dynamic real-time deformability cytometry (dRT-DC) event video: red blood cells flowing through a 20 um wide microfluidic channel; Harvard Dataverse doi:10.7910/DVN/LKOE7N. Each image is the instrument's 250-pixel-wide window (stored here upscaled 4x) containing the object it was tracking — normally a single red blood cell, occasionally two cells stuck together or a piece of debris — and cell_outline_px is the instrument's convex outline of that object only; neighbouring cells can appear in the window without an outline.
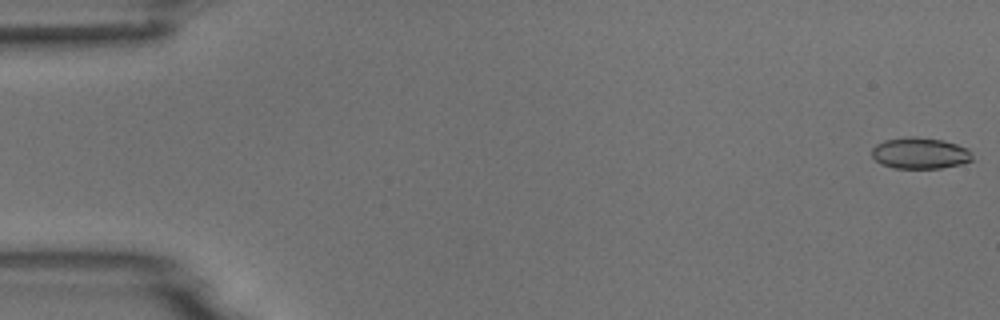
{"species": "common noctule bat (a hibernating species)", "species_latin": "Nyctalus noctula", "temperature_condition": "room temperature", "stored_images_in_passage": 6, "camera_frame_rate_fps": 3000, "um_per_image_px": 0.085, "animal": {"sex": "male", "body_mass_g": 18.8}, "frame": {"image": 1, "passage_image": 1, "time_ms": 0.0, "image_size_px": [1000, 320], "cell_outline_px": [[972, 160], [960, 164], [940, 168], [892, 168], [880, 164], [872, 156], [872, 148], [876, 144], [884, 140], [908, 136], [916, 136], [944, 140], [968, 148], [972, 152]], "centroid_in_image_um": [78.19, 13.01], "position_along_channel_um": 6.8, "area_um2": 18.5}}
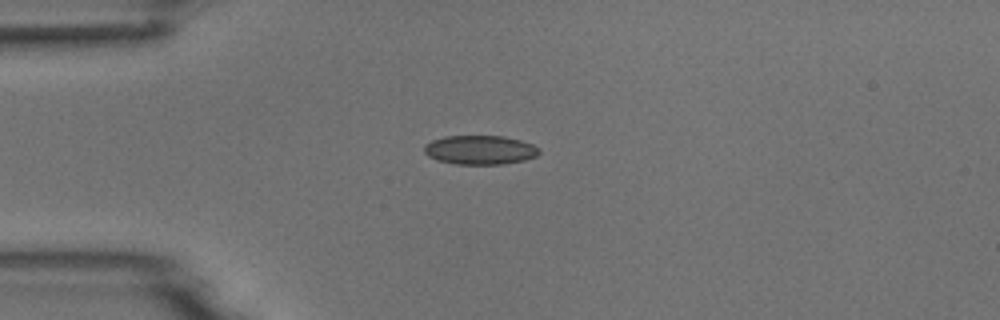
{"frame": {"image": 2, "passage_image": 4, "time_ms": 4.333, "image_size_px": [1000, 320], "cell_outline_px": [[540, 152], [536, 156], [524, 160], [500, 164], [456, 164], [436, 160], [428, 156], [424, 152], [424, 144], [432, 140], [444, 136], [504, 136], [520, 140], [532, 144], [540, 148]], "centroid_in_image_um": [40.78, 12.74], "position_along_channel_um": 44.2, "area_um2": 19.54}}
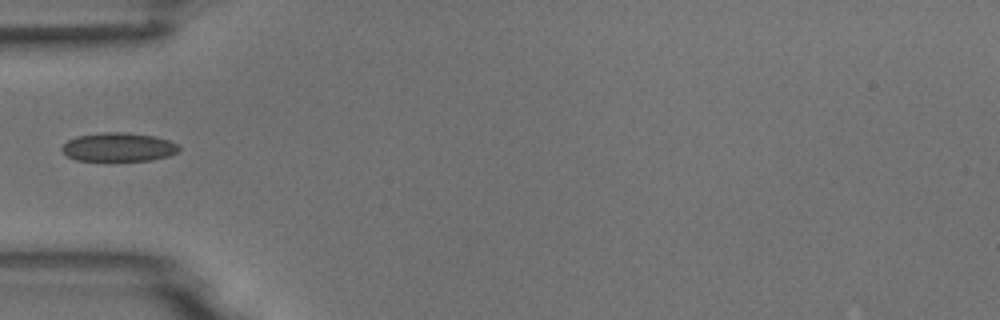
{"frame": {"image": 3, "passage_image": 5, "time_ms": 5.667, "image_size_px": [1000, 320], "cell_outline_px": [[180, 148], [176, 152], [168, 156], [152, 160], [76, 160], [68, 156], [60, 148], [68, 140], [76, 136], [104, 132], [124, 132], [152, 136], [168, 140], [180, 144]], "centroid_in_image_um": [10.08, 12.5], "position_along_channel_um": 74.9, "area_um2": 19.42}}